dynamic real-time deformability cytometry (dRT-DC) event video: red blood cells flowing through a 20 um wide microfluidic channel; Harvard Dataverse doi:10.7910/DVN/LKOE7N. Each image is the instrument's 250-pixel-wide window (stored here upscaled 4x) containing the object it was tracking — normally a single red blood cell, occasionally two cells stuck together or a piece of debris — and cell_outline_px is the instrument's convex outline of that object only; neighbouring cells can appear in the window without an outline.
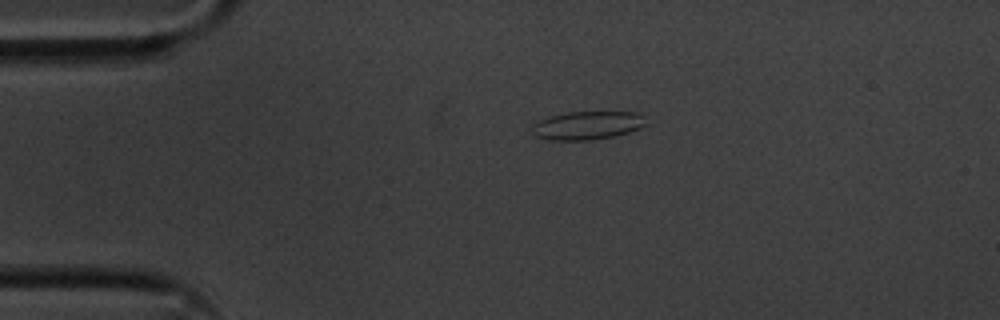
{"species": "common noctule bat (a hibernating species)", "species_latin": "Nyctalus noctula", "temperature_condition": "cold", "stored_images_in_passage": 3, "camera_frame_rate_fps": 3000, "um_per_image_px": 0.085, "animal": {"sex": "male", "body_mass_g": 20.1, "forearm_length_mm": 53.5}, "frame": {"image": 1, "passage_image": 2, "time_ms": 0.333, "image_size_px": [1000, 320], "cell_outline_px": [[648, 124], [640, 128], [628, 132], [612, 136], [592, 140], [548, 140], [532, 136], [532, 124], [548, 116], [568, 112], [636, 112]], "centroid_in_image_um": [49.85, 10.67], "position_along_channel_um": 35.1, "area_um2": 18.84}}